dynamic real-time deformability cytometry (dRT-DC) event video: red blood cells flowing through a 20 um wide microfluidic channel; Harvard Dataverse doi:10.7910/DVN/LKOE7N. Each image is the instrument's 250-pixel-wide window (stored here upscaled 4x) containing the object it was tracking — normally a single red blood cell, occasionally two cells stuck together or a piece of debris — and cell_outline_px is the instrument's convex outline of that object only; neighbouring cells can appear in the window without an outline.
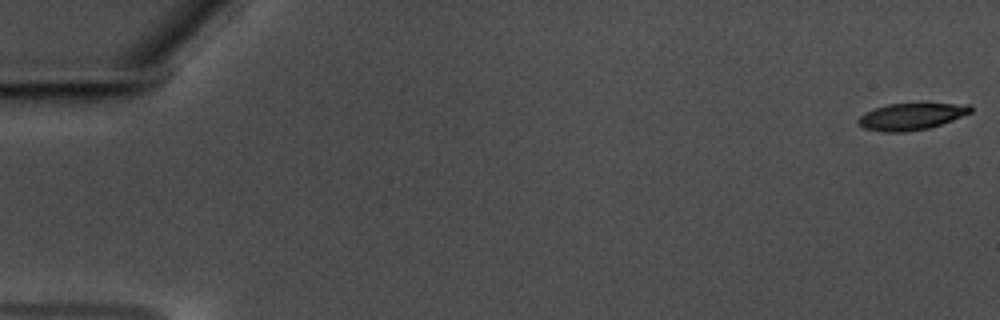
{"species": "common noctule bat (a hibernating species)", "species_latin": "Nyctalus noctula", "temperature_condition": "warm", "stored_images_in_passage": 58, "camera_frame_rate_fps": 3000, "um_per_image_px": 0.085, "animal": {"sex": "male", "body_mass_g": 17.5, "forearm_length_mm": 52.3}, "frame": {"image": 1, "passage_image": 1, "time_ms": 0.0, "image_size_px": [1000, 320], "cell_outline_px": [[972, 112], [952, 120], [928, 128], [904, 132], [884, 132], [864, 128], [856, 124], [856, 120], [860, 116], [876, 108], [888, 104], [968, 104], [972, 108]], "centroid_in_image_um": [77.43, 9.91], "position_along_channel_um": 7.6, "area_um2": 17.22}}
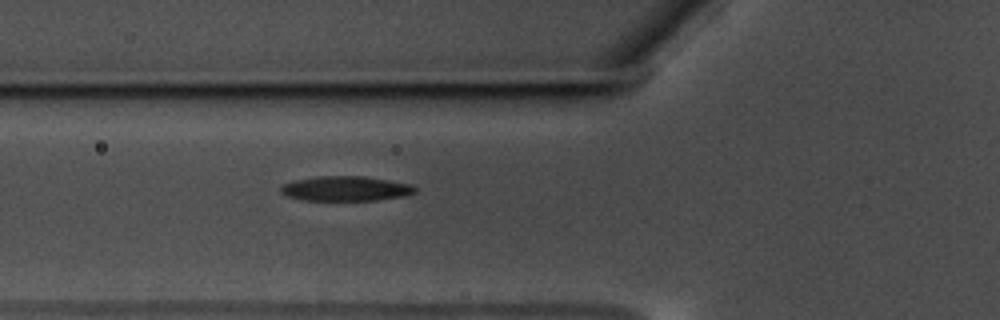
{"frame": {"image": 2, "passage_image": 22, "time_ms": 7.0, "image_size_px": [1000, 320], "cell_outline_px": [[416, 192], [404, 196], [376, 200], [300, 200], [288, 196], [280, 192], [280, 188], [284, 184], [292, 180], [316, 176], [364, 176], [412, 184], [416, 188]], "centroid_in_image_um": [29.37, 16.02], "position_along_channel_um": 96.4, "area_um2": 19.48}}
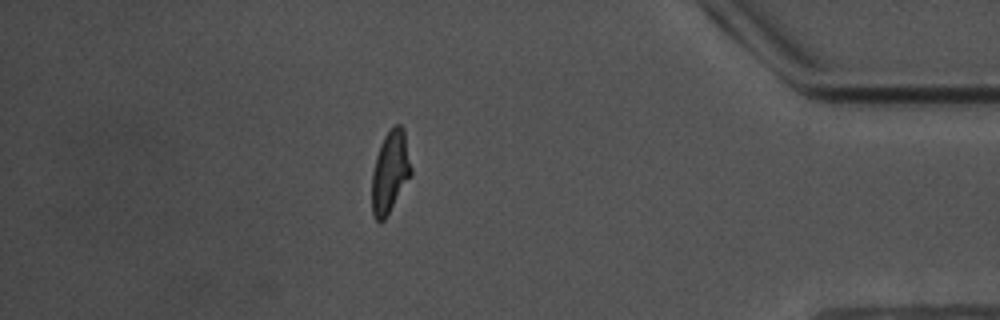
{"frame": {"image": 3, "passage_image": 51, "time_ms": 16.667, "image_size_px": [1000, 320], "cell_outline_px": [[412, 176], [384, 220], [380, 224], [372, 216], [372, 172], [376, 156], [380, 144], [384, 136], [396, 124], [400, 124], [404, 128], [412, 168]], "centroid_in_image_um": [33.17, 14.63], "position_along_channel_um": 402.0, "area_um2": 19.02}, "authors_computed_cell_mechanics": {"area_um2": 18.8428, "velocity_mm_per_s": 3.5477, "shape_relaxation_time_tau1_ms": 5.2882, "shape_relaxation_time_tau2_ms": 3.2397, "deformation_change_tau1": 0.1747, "deformation_change_tau2": 0.1173}}